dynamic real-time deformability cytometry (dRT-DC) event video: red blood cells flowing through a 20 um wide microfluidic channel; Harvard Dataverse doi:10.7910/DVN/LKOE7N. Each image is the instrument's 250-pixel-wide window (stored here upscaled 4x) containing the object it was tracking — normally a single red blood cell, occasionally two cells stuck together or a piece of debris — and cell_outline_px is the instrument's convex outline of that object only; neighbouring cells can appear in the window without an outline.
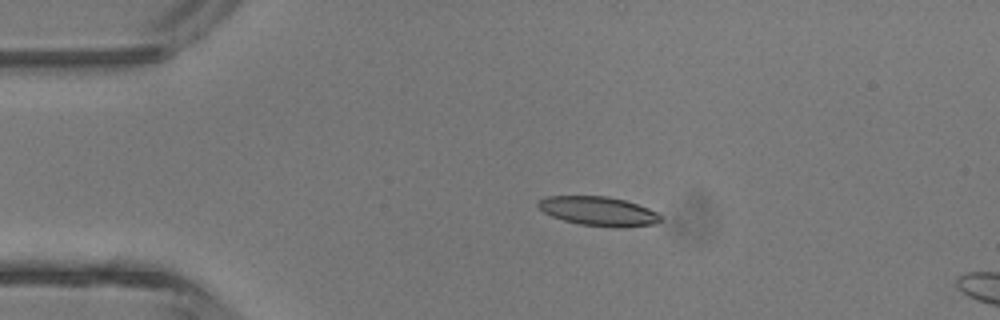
{"species": "common noctule bat (a hibernating species)", "species_latin": "Nyctalus noctula", "temperature_condition": "room temperature", "stored_images_in_passage": 4, "camera_frame_rate_fps": 3000, "um_per_image_px": 0.085, "animal": {"sex": "male", "body_mass_g": 13.3}, "frame": {"image": 1, "passage_image": 2, "time_ms": 1.333, "image_size_px": [1000, 320], "cell_outline_px": [[664, 220], [656, 224], [624, 228], [612, 228], [580, 224], [564, 220], [552, 216], [544, 212], [536, 204], [540, 200], [548, 196], [608, 196], [624, 200], [648, 208], [656, 212]], "centroid_in_image_um": [50.92, 17.97], "position_along_channel_um": 34.1, "area_um2": 20.92}}